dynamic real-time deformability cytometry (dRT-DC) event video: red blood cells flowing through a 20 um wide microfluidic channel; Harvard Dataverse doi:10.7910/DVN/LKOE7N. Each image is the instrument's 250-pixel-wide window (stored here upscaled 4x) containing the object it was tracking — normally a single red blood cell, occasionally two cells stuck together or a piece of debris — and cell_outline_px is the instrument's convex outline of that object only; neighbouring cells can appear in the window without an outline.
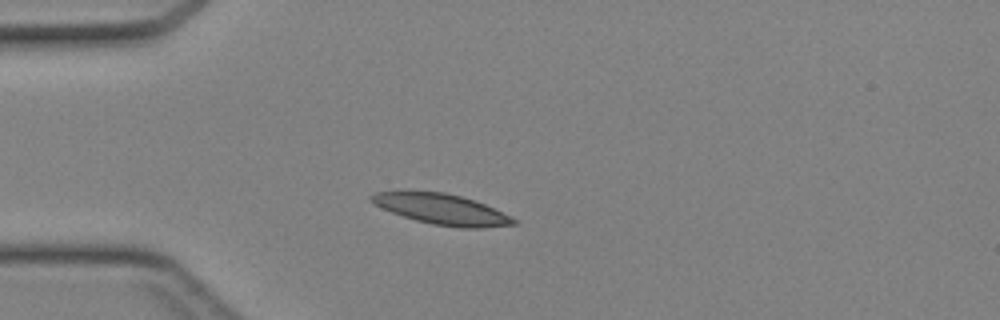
{"species": "Egyptian fruit bat (a non-hibernating species)", "species_latin": "Rousettus aegyptiacus", "temperature_condition": "cold", "stored_images_in_passage": 42, "camera_frame_rate_fps": 3000, "um_per_image_px": 0.085, "animal": {"sex": "female"}, "frame": {"image": 1, "passage_image": 9, "time_ms": 2.667, "image_size_px": [1000, 320], "cell_outline_px": [[516, 224], [484, 228], [460, 228], [432, 224], [416, 220], [392, 212], [368, 200], [368, 196], [376, 192], [444, 192], [476, 200], [516, 220]], "centroid_in_image_um": [37.55, 17.79], "position_along_channel_um": 47.5, "area_um2": 24.8}}
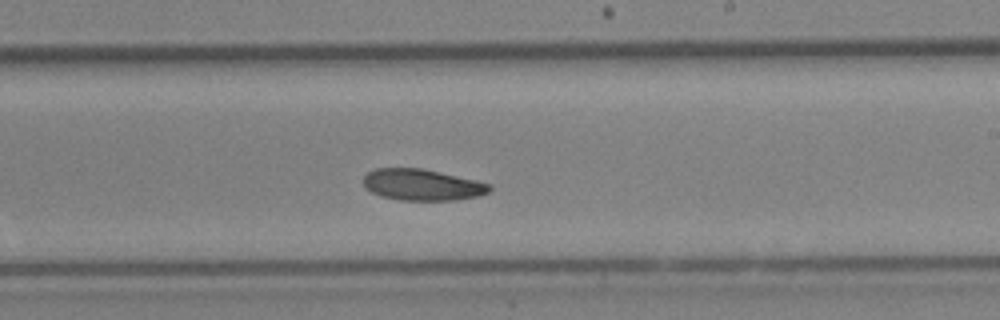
{"frame": {"image": 2, "passage_image": 24, "time_ms": 7.667, "image_size_px": [1000, 320], "cell_outline_px": [[492, 188], [488, 192], [476, 196], [456, 200], [400, 200], [380, 196], [372, 192], [364, 184], [364, 176], [368, 172], [376, 168], [420, 168], [476, 180], [492, 184]], "centroid_in_image_um": [35.89, 15.71], "position_along_channel_um": 253.1, "area_um2": 22.83}}
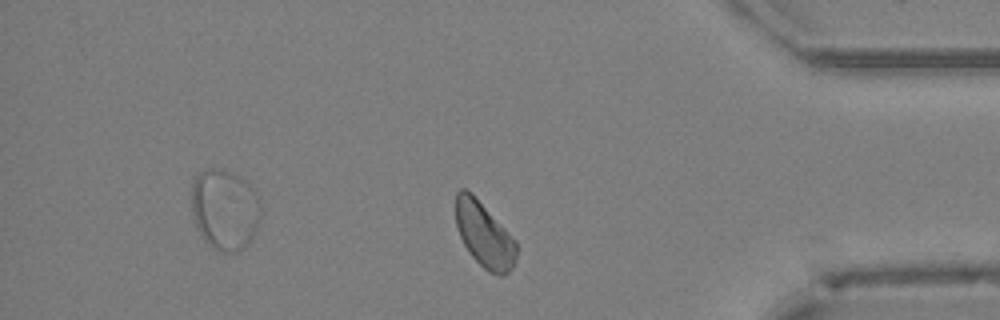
{"frame": {"image": 3, "passage_image": 35, "time_ms": 11.333, "image_size_px": [1000, 320], "cell_outline_px": [[516, 260], [512, 268], [504, 276], [500, 276], [488, 272], [468, 252], [460, 236], [456, 224], [456, 192], [460, 188], [464, 188], [472, 192], [516, 240]], "centroid_in_image_um": [41.16, 19.95], "position_along_channel_um": 394.0, "area_um2": 23.12}}